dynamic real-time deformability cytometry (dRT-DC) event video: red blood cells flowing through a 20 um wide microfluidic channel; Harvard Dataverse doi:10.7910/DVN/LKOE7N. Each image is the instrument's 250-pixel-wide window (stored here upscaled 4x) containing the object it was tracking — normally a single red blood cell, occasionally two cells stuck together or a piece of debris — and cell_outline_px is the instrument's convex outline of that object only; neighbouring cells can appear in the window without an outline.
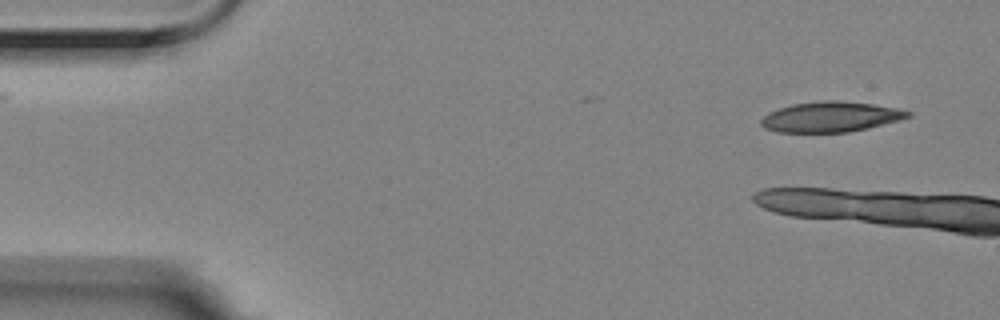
{"species": "Egyptian fruit bat (a non-hibernating species)", "species_latin": "Rousettus aegyptiacus", "temperature_condition": "room temperature", "stored_images_in_passage": 8, "camera_frame_rate_fps": 3000, "um_per_image_px": 0.085, "animal": {"sex": "female"}, "frame": {"image": 1, "passage_image": 1, "time_ms": 0.0, "image_size_px": [1000, 320], "cell_outline_px": [[912, 116], [900, 120], [868, 128], [848, 132], [776, 132], [764, 128], [760, 124], [760, 120], [768, 112], [792, 104], [824, 100], [836, 100], [872, 104], [896, 108], [912, 112]], "centroid_in_image_um": [70.6, 9.93], "position_along_channel_um": 14.4, "area_um2": 25.95}}